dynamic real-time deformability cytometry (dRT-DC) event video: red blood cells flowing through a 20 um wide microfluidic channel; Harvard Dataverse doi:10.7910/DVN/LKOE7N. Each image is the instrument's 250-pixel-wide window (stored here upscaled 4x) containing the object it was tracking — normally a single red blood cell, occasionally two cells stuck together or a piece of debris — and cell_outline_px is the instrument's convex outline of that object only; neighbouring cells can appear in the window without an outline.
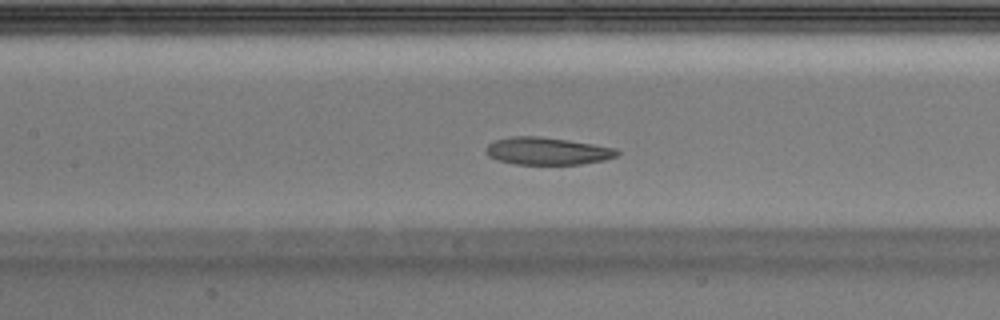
{"species": "Egyptian fruit bat (a non-hibernating species)", "species_latin": "Rousettus aegyptiacus", "temperature_condition": "warm", "stored_images_in_passage": 41, "camera_frame_rate_fps": 3000, "um_per_image_px": 0.085, "animal": {"sex": "male"}, "frame": {"image": 1, "passage_image": 18, "time_ms": 5.667, "image_size_px": [1000, 320], "cell_outline_px": [[620, 152], [616, 156], [604, 160], [580, 164], [516, 164], [500, 160], [488, 156], [488, 144], [496, 140], [512, 136], [536, 136], [592, 144], [616, 148]], "centroid_in_image_um": [46.54, 12.84], "position_along_channel_um": 160.9, "area_um2": 20.46}}
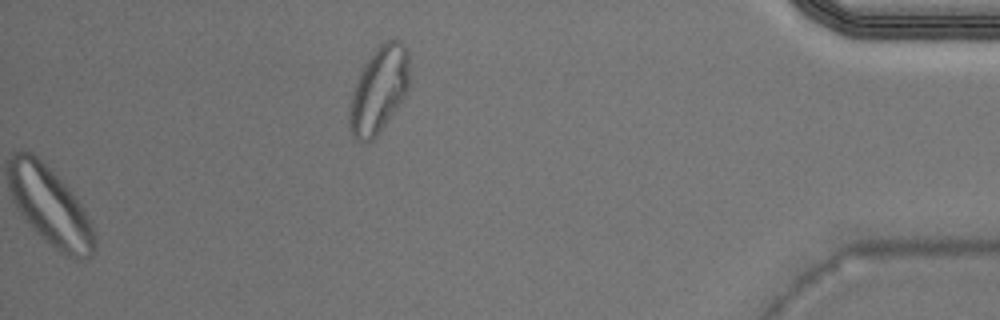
{"frame": {"image": 2, "passage_image": 41, "time_ms": 13.333, "image_size_px": [1000, 320], "cell_outline_px": [[408, 88], [404, 96], [380, 132], [372, 140], [364, 144], [360, 144], [352, 136], [348, 128], [348, 112], [352, 96], [360, 72], [364, 64], [372, 52], [384, 40], [400, 40], [408, 48]], "centroid_in_image_um": [32.18, 7.67], "position_along_channel_um": 403.0, "area_um2": 30.23}}